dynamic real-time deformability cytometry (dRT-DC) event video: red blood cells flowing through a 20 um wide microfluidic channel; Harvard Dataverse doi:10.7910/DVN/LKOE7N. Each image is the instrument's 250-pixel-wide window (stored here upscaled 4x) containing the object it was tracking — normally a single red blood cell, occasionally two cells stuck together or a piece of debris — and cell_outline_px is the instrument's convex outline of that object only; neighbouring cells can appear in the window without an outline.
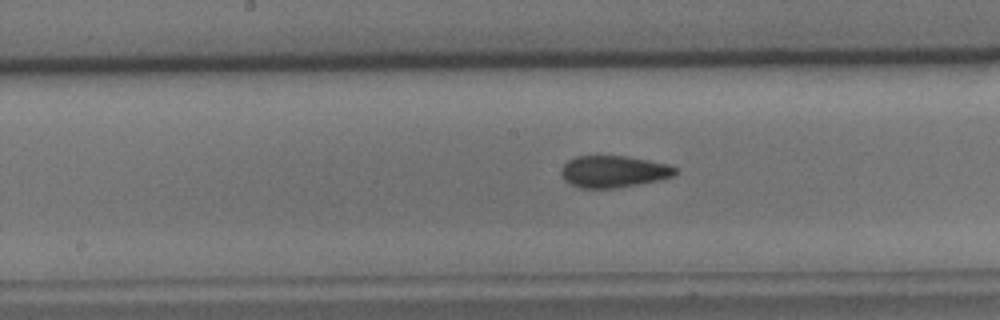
{"species": "common noctule bat (a hibernating species)", "species_latin": "Nyctalus noctula", "temperature_condition": "cold", "stored_images_in_passage": 38, "camera_frame_rate_fps": 3000, "um_per_image_px": 0.085, "animal": {"sex": "male", "body_mass_g": 15.6}, "frame": {"image": 1, "passage_image": 17, "time_ms": 5.333, "image_size_px": [1000, 320], "cell_outline_px": [[676, 172], [672, 176], [660, 180], [616, 188], [580, 188], [564, 180], [560, 176], [560, 168], [568, 160], [576, 156], [628, 156], [668, 164], [676, 168]], "centroid_in_image_um": [52.11, 14.58], "position_along_channel_um": 196.1, "area_um2": 21.21}}
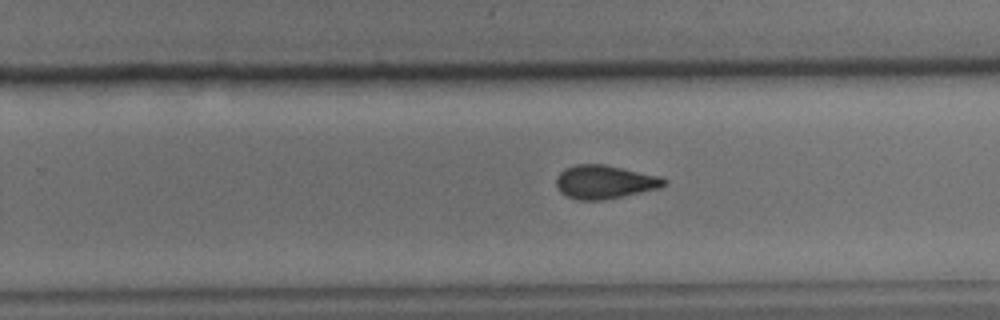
{"frame": {"image": 2, "passage_image": 24, "time_ms": 7.667, "image_size_px": [1000, 320], "cell_outline_px": [[668, 184], [660, 188], [600, 200], [576, 200], [560, 192], [556, 188], [556, 176], [564, 168], [576, 164], [604, 164], [660, 176], [668, 180]], "centroid_in_image_um": [51.38, 15.45], "position_along_channel_um": 278.4, "area_um2": 21.1}}
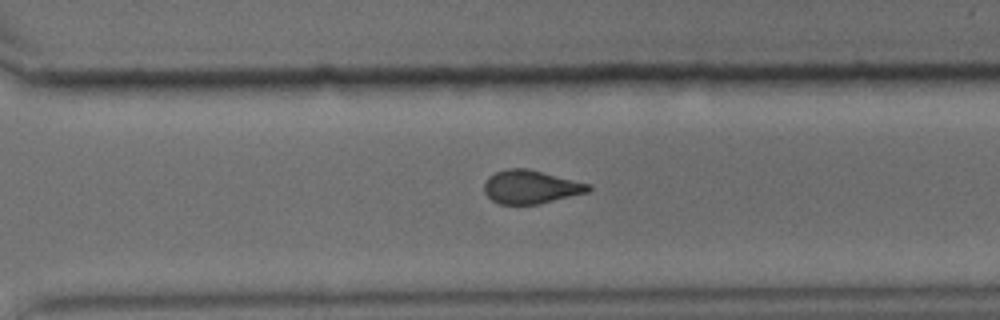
{"frame": {"image": 3, "passage_image": 28, "time_ms": 9.0, "image_size_px": [1000, 320], "cell_outline_px": [[592, 188], [588, 192], [536, 204], [500, 204], [492, 200], [484, 192], [484, 184], [488, 176], [496, 172], [508, 168], [528, 168], [592, 184]], "centroid_in_image_um": [45.12, 15.87], "position_along_channel_um": 325.5, "area_um2": 20.29}, "authors_computed_cell_mechanics": {"area_um2": 21.1837, "velocity_mm_per_s": 3.5465, "shape_relaxation_time_tau1_ms": 6.5353, "shape_relaxation_time_tau2_ms": 2.8191, "deformation_change_tau1": 0.1309, "deformation_change_tau2": 0.0986}}